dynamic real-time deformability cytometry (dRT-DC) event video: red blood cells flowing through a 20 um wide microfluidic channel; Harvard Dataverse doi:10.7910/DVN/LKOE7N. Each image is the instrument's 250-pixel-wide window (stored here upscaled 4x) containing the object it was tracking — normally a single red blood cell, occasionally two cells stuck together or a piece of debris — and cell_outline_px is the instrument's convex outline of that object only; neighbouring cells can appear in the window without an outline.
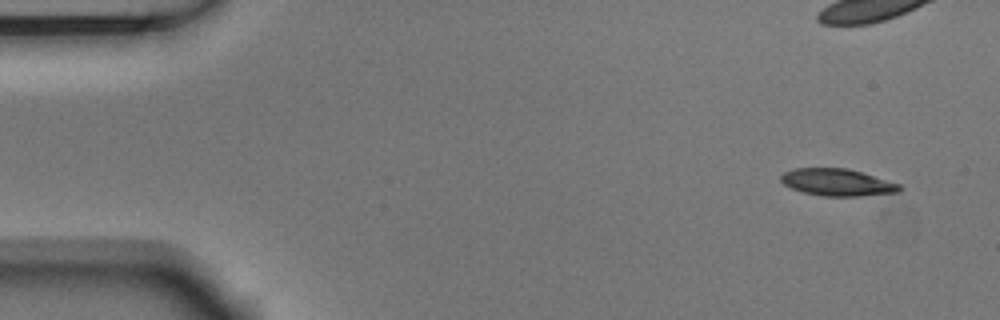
{"species": "Egyptian fruit bat (a non-hibernating species)", "species_latin": "Rousettus aegyptiacus", "temperature_condition": "room temperature", "stored_images_in_passage": 52, "camera_frame_rate_fps": 3000, "um_per_image_px": 0.085, "animal": {"sex": "male"}, "frame": {"image": 1, "passage_image": 1, "time_ms": 0.0, "image_size_px": [1000, 320], "cell_outline_px": [[904, 188], [900, 192], [860, 196], [824, 196], [804, 192], [792, 188], [784, 184], [780, 180], [780, 176], [784, 172], [792, 168], [848, 168], [900, 184]], "centroid_in_image_um": [71.18, 15.49], "position_along_channel_um": 13.8, "area_um2": 18.73}}
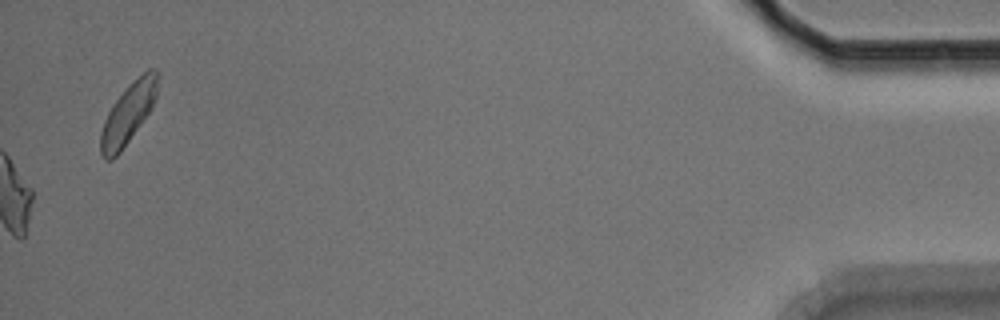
{"frame": {"image": 2, "passage_image": 52, "time_ms": 17.0, "image_size_px": [1000, 320], "cell_outline_px": [[160, 76], [156, 96], [152, 108], [120, 152], [112, 160], [104, 160], [100, 152], [100, 132], [104, 120], [112, 104], [132, 80], [148, 68], [156, 68], [160, 72]], "centroid_in_image_um": [10.91, 9.59], "position_along_channel_um": 424.3, "area_um2": 20.35}, "authors_computed_cell_mechanics": {"area_um2": 19.7098, "velocity_mm_per_s": 3.7267, "shape_relaxation_time_tau1_ms": 4.6382, "shape_relaxation_time_tau2_ms": null, "deformation_change_tau1": 0.1516, "deformation_change_tau2": null}}